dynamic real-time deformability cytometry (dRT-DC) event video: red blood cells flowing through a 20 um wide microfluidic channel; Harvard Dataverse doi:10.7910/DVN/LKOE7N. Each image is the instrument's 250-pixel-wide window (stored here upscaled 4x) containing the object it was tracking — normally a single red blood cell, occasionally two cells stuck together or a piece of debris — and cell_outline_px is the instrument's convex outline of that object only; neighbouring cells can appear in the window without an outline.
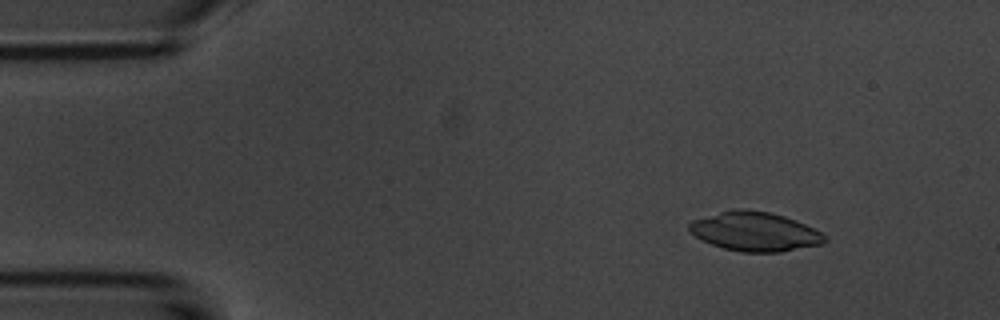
{"species": "common noctule bat (a hibernating species)", "species_latin": "Nyctalus noctula", "temperature_condition": "room temperature", "stored_images_in_passage": 54, "camera_frame_rate_fps": 3000, "um_per_image_px": 0.085, "animal": {"sex": "male", "body_mass_g": 20.1, "forearm_length_mm": 53.5}, "frame": {"image": 1, "passage_image": 7, "time_ms": 2.0, "image_size_px": [1000, 320], "cell_outline_px": [[828, 240], [824, 244], [780, 252], [740, 252], [724, 248], [712, 244], [688, 232], [688, 224], [692, 220], [732, 208], [744, 208], [768, 212], [784, 216], [796, 220], [820, 232]], "centroid_in_image_um": [64.15, 19.67], "position_along_channel_um": 20.9, "area_um2": 30.98}}
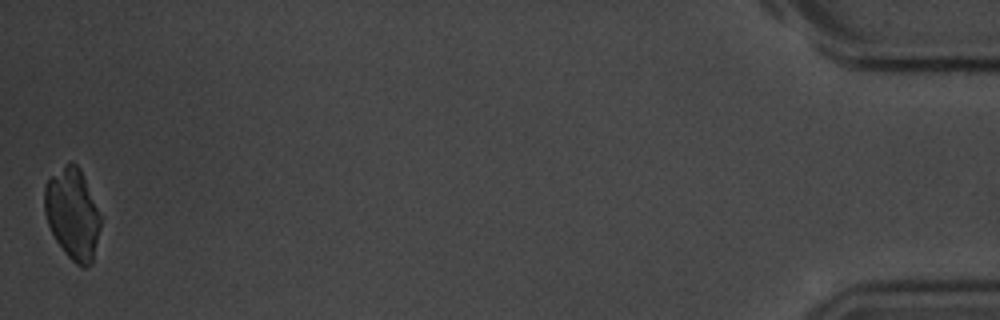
{"frame": {"image": 2, "passage_image": 54, "time_ms": 17.667, "image_size_px": [1000, 320], "cell_outline_px": [[104, 216], [92, 264], [84, 268], [80, 268], [64, 252], [56, 240], [48, 224], [44, 212], [44, 188], [48, 180], [68, 160], [72, 160], [80, 168]], "centroid_in_image_um": [6.22, 18.17], "position_along_channel_um": 429.0, "area_um2": 30.63}}